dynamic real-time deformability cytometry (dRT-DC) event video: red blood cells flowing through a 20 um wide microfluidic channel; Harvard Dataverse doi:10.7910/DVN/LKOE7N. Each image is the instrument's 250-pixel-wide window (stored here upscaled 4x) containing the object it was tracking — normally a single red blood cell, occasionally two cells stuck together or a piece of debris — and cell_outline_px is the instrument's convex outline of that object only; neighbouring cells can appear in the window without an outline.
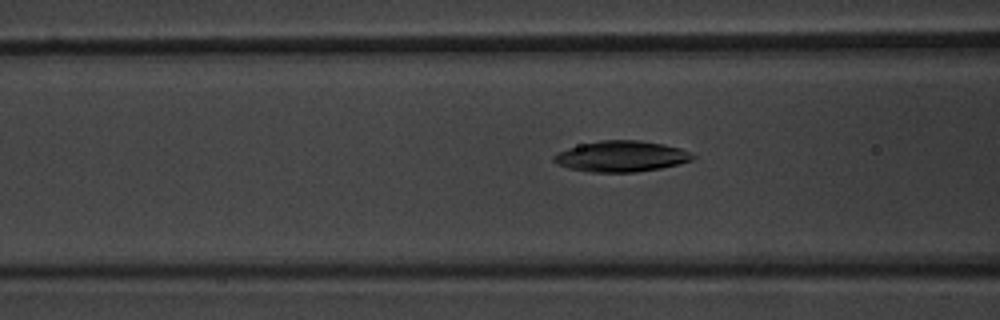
{"species": "common noctule bat (a hibernating species)", "species_latin": "Nyctalus noctula", "temperature_condition": "warm", "stored_images_in_passage": 41, "camera_frame_rate_fps": 3000, "um_per_image_px": 0.085, "animal": {"sex": "male", "body_mass_g": 20.1, "forearm_length_mm": 53.5}, "frame": {"image": 1, "passage_image": 16, "time_ms": 5.0, "image_size_px": [1000, 320], "cell_outline_px": [[696, 156], [692, 160], [660, 168], [636, 172], [592, 172], [568, 168], [556, 164], [552, 160], [552, 156], [556, 152], [568, 148], [600, 140], [640, 140], [664, 144], [680, 148], [692, 152]], "centroid_in_image_um": [52.79, 13.28], "position_along_channel_um": 113.8, "area_um2": 25.03}}
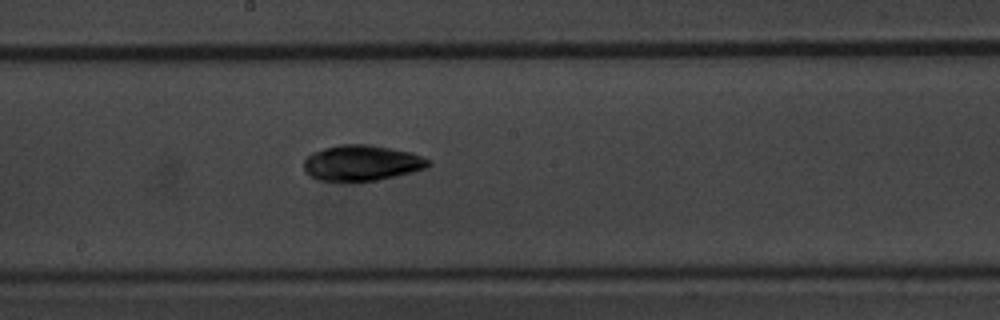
{"frame": {"image": 2, "passage_image": 24, "time_ms": 7.667, "image_size_px": [1000, 320], "cell_outline_px": [[432, 164], [424, 168], [412, 172], [376, 180], [320, 180], [312, 176], [304, 168], [304, 160], [312, 152], [324, 148], [340, 144], [368, 144], [412, 152], [432, 160]], "centroid_in_image_um": [30.79, 13.82], "position_along_channel_um": 217.4, "area_um2": 25.55}}
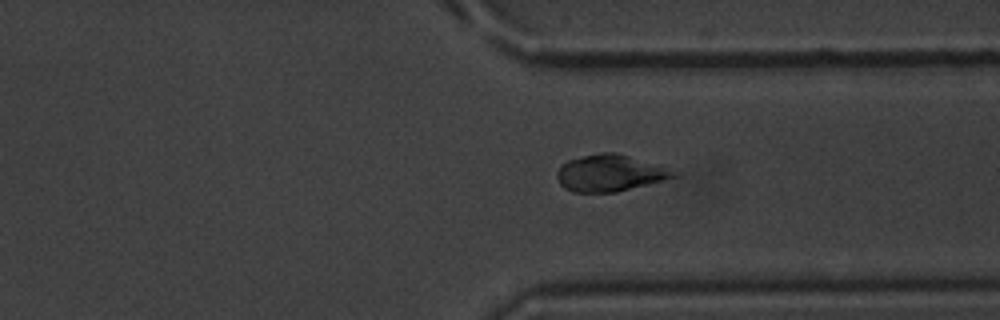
{"frame": {"image": 3, "passage_image": 35, "time_ms": 11.333, "image_size_px": [1000, 320], "cell_outline_px": [[684, 172], [680, 176], [616, 192], [572, 192], [564, 188], [560, 184], [556, 176], [556, 172], [560, 164], [568, 160], [600, 152], [612, 152], [664, 164]], "centroid_in_image_um": [51.95, 14.7], "position_along_channel_um": 359.4, "area_um2": 25.61}}